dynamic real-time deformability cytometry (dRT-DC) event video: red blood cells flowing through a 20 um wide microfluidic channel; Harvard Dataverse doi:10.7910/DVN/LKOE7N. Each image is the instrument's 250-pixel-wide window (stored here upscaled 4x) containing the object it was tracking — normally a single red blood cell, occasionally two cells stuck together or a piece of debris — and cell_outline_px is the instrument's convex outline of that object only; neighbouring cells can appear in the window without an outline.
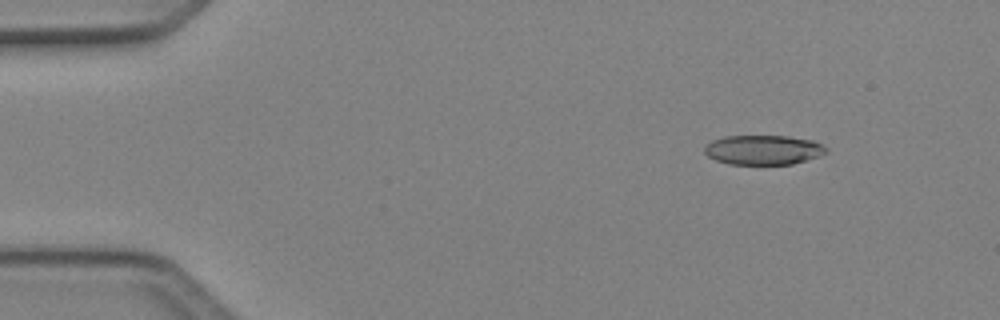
{"species": "Egyptian fruit bat (a non-hibernating species)", "species_latin": "Rousettus aegyptiacus", "temperature_condition": "cold", "stored_images_in_passage": 4, "camera_frame_rate_fps": 3000, "um_per_image_px": 0.085, "animal": {"sex": "female"}, "frame": {"image": 1, "passage_image": 2, "time_ms": 0.333, "image_size_px": [1000, 320], "cell_outline_px": [[828, 152], [792, 164], [728, 164], [716, 160], [708, 156], [704, 152], [704, 148], [712, 140], [724, 136], [788, 136], [812, 140], [828, 148]], "centroid_in_image_um": [64.86, 12.73], "position_along_channel_um": 20.1, "area_um2": 20.81}}